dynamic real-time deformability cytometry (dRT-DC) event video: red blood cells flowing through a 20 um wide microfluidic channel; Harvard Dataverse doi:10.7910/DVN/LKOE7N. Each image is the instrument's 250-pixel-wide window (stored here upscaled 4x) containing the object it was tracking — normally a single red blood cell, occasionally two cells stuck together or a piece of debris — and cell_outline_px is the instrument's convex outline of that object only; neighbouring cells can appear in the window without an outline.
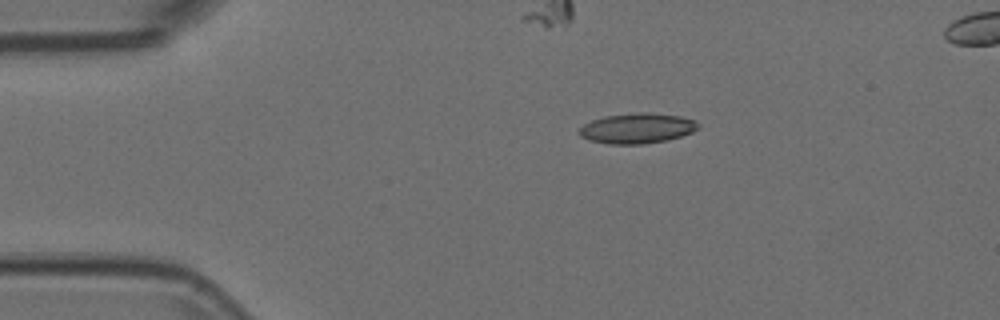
{"species": "Egyptian fruit bat (a non-hibernating species)", "species_latin": "Rousettus aegyptiacus", "temperature_condition": "room temperature", "stored_images_in_passage": 45, "camera_frame_rate_fps": 3000, "um_per_image_px": 0.085, "animal": {"sex": "female"}, "frame": {"image": 1, "passage_image": 1, "time_ms": 0.0, "image_size_px": [1000, 320], "cell_outline_px": [[700, 128], [692, 132], [668, 140], [644, 144], [608, 144], [588, 140], [580, 136], [576, 132], [584, 124], [592, 120], [604, 116], [636, 112], [644, 112], [680, 116], [696, 120], [700, 124]], "centroid_in_image_um": [54.15, 10.91], "position_along_channel_um": 30.9, "area_um2": 21.21}}
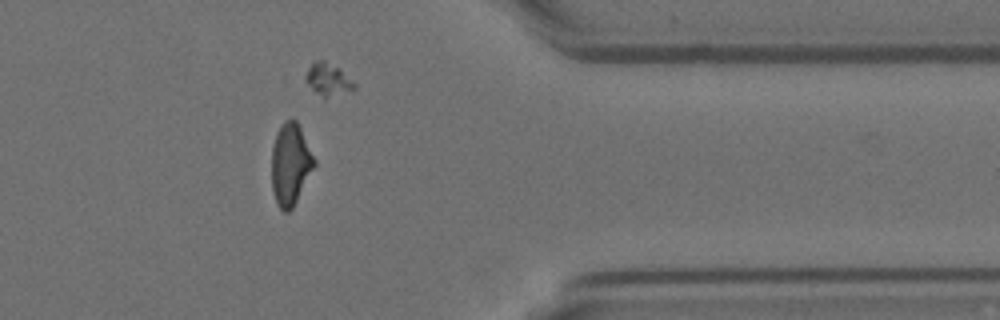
{"frame": {"image": 2, "passage_image": 35, "time_ms": 11.333, "image_size_px": [1000, 320], "cell_outline_px": [[316, 164], [292, 208], [288, 212], [284, 212], [276, 204], [272, 188], [272, 148], [276, 132], [284, 120], [296, 120], [316, 160]], "centroid_in_image_um": [24.68, 13.96], "position_along_channel_um": 386.7, "area_um2": 20.17}}
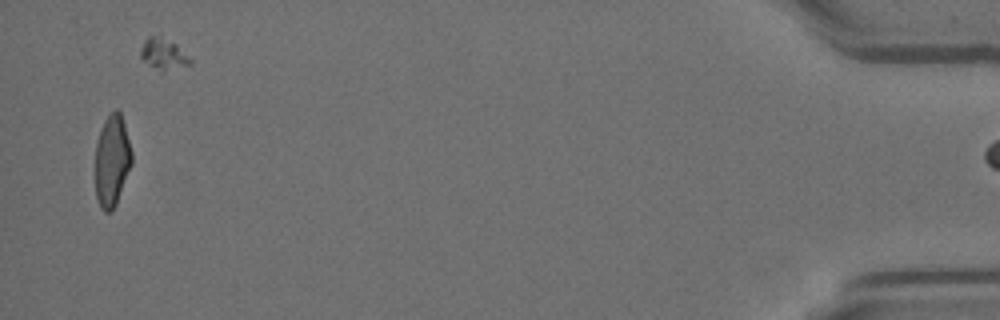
{"frame": {"image": 3, "passage_image": 44, "time_ms": 14.333, "image_size_px": [1000, 320], "cell_outline_px": [[132, 164], [116, 204], [112, 212], [104, 212], [100, 208], [96, 196], [96, 140], [100, 128], [104, 120], [116, 108], [120, 112], [124, 124], [132, 152]], "centroid_in_image_um": [9.51, 13.67], "position_along_channel_um": 425.7, "area_um2": 19.54}}